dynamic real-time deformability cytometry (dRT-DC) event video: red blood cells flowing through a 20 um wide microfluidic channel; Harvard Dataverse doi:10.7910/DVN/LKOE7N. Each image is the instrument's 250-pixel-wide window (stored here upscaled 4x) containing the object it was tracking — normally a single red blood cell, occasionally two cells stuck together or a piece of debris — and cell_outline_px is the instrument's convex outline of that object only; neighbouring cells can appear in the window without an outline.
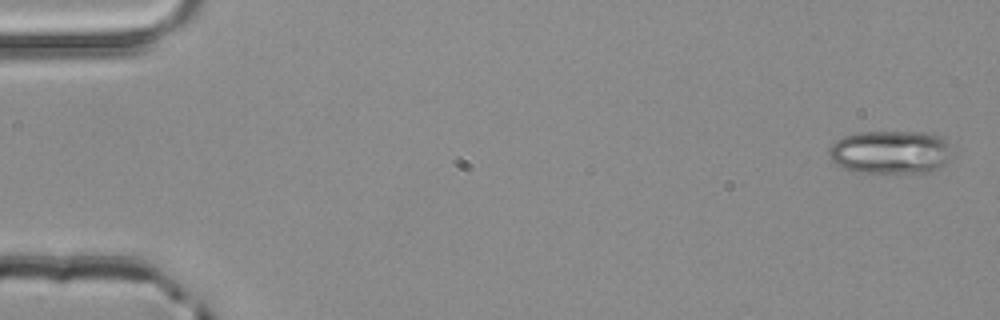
{"species": "common noctule bat (a hibernating species)", "species_latin": "Nyctalus noctula", "temperature_condition": "room temperature", "stored_images_in_passage": 4, "camera_frame_rate_fps": 3000, "um_per_image_px": 0.085, "animal": {"sex": "male", "body_mass_g": 20.4}, "frame": {"image": 1, "passage_image": 1, "time_ms": 0.0, "image_size_px": [1000, 320], "cell_outline_px": [[944, 164], [928, 172], [860, 172], [844, 168], [836, 164], [832, 160], [828, 152], [828, 148], [836, 140], [844, 136], [856, 132], [924, 132], [944, 136]], "centroid_in_image_um": [75.55, 12.91], "position_along_channel_um": 9.4, "area_um2": 30.23}}